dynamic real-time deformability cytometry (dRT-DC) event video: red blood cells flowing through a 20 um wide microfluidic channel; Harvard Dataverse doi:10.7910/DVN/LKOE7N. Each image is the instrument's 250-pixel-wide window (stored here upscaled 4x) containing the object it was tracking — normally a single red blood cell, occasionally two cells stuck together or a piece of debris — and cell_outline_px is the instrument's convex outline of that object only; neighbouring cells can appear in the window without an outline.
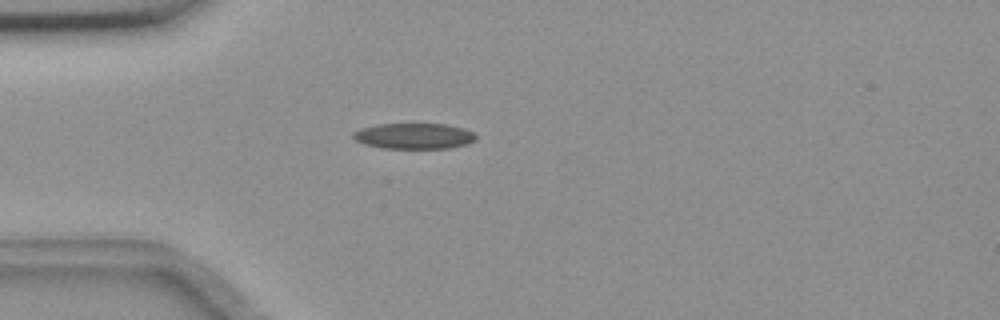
{"species": "common noctule bat (a hibernating species)", "species_latin": "Nyctalus noctula", "temperature_condition": "room temperature", "stored_images_in_passage": 41, "camera_frame_rate_fps": 3000, "um_per_image_px": 0.085, "animal": {"sex": "female", "body_mass_g": 18.4}, "frame": {"image": 1, "passage_image": 1, "time_ms": 0.0, "image_size_px": [1000, 320], "cell_outline_px": [[476, 140], [468, 144], [448, 148], [384, 148], [364, 144], [356, 140], [352, 136], [352, 132], [364, 128], [380, 124], [448, 124], [464, 128], [472, 132], [476, 136]], "centroid_in_image_um": [35.23, 11.56], "position_along_channel_um": 49.8, "area_um2": 18.32}}
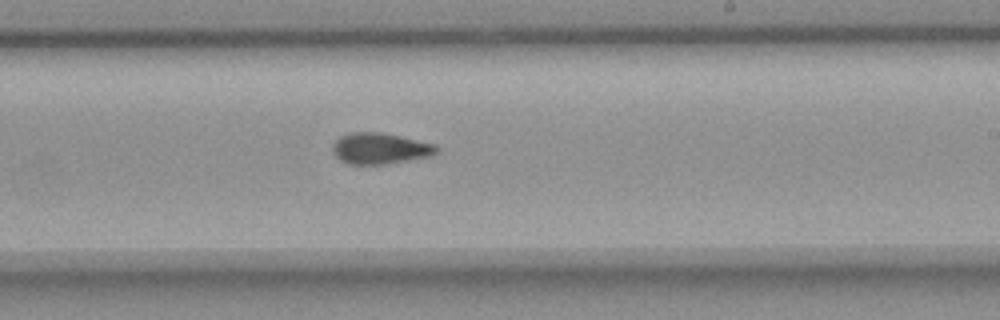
{"frame": {"image": 2, "passage_image": 19, "time_ms": 6.0, "image_size_px": [1000, 320], "cell_outline_px": [[440, 152], [432, 156], [384, 164], [348, 164], [340, 160], [332, 152], [332, 144], [340, 136], [352, 132], [380, 132], [400, 136], [436, 144], [440, 148]], "centroid_in_image_um": [32.33, 12.62], "position_along_channel_um": 256.7, "area_um2": 19.02}}
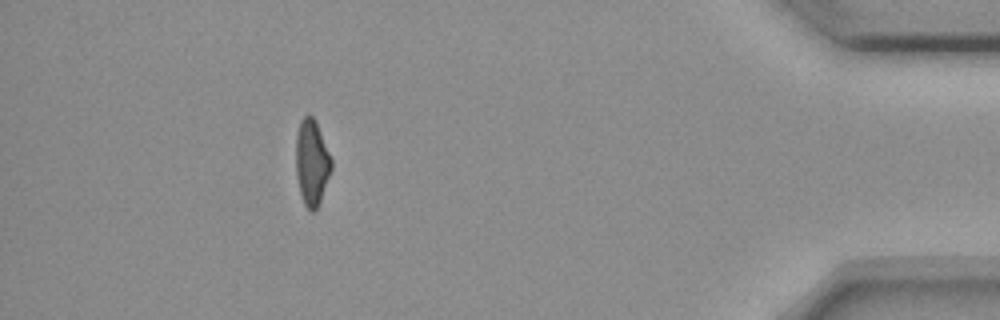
{"frame": {"image": 3, "passage_image": 36, "time_ms": 11.667, "image_size_px": [1000, 320], "cell_outline_px": [[332, 168], [320, 200], [316, 208], [312, 212], [304, 204], [300, 192], [296, 176], [296, 136], [300, 120], [308, 112], [316, 120], [332, 160]], "centroid_in_image_um": [26.49, 13.75], "position_along_channel_um": 408.7, "area_um2": 17.69}, "authors_computed_cell_mechanics": {"area_um2": 18.496, "velocity_mm_per_s": 3.6473, "shape_relaxation_time_tau1_ms": 9.8859, "shape_relaxation_time_tau2_ms": 4.8092, "deformation_change_tau1": 0.2258, "deformation_change_tau2": 0.1205}}